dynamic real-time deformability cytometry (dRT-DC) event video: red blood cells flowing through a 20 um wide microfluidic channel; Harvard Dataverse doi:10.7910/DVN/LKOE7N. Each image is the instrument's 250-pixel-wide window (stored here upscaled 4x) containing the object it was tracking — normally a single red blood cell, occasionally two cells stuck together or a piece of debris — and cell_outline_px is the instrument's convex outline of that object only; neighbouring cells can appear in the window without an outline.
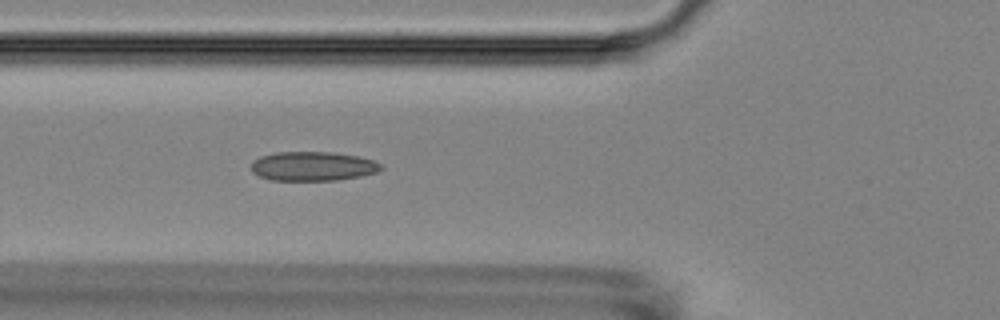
{"species": "Egyptian fruit bat (a non-hibernating species)", "species_latin": "Rousettus aegyptiacus", "temperature_condition": "room temperature", "stored_images_in_passage": 6, "camera_frame_rate_fps": 3000, "um_per_image_px": 0.085, "animal": {"sex": "female"}, "frame": {"image": 1, "passage_image": 6, "time_ms": 5.667, "image_size_px": [1000, 320], "cell_outline_px": [[384, 168], [376, 172], [360, 176], [336, 180], [272, 180], [260, 176], [252, 172], [252, 160], [260, 156], [276, 152], [332, 152], [356, 156], [372, 160], [380, 164]], "centroid_in_image_um": [26.56, 14.12], "position_along_channel_um": 99.2, "area_um2": 21.96}}